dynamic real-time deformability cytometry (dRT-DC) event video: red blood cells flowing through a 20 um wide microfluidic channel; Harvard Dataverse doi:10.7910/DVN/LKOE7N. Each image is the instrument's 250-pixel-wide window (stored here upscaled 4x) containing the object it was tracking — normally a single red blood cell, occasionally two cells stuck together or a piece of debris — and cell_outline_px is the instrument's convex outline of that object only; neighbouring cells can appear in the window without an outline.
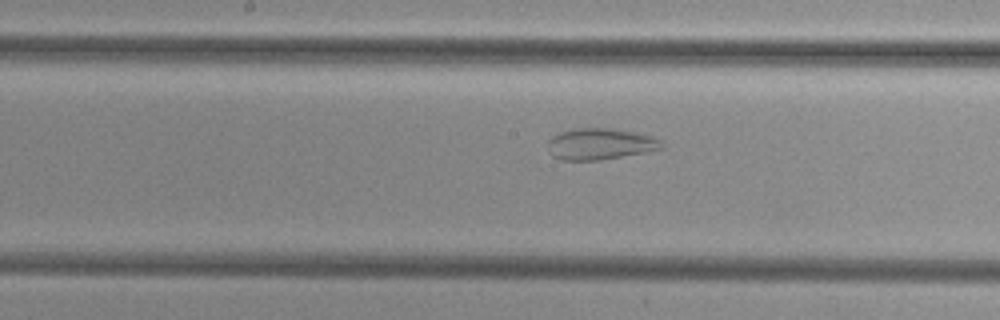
{"species": "common noctule bat (a hibernating species)", "species_latin": "Nyctalus noctula", "temperature_condition": "cold", "stored_images_in_passage": 52, "camera_frame_rate_fps": 3000, "um_per_image_px": 0.085, "animal": {"sex": "female", "body_mass_g": 29.2, "forearm_length_mm": 56.3}, "frame": {"image": 1, "passage_image": 27, "time_ms": 8.667, "image_size_px": [1000, 320], "cell_outline_px": [[664, 148], [644, 152], [600, 160], [560, 160], [552, 156], [548, 152], [548, 140], [552, 136], [560, 132], [576, 128], [608, 128], [632, 132], [652, 136], [660, 140], [664, 144]], "centroid_in_image_um": [50.97, 12.24], "position_along_channel_um": 197.2, "area_um2": 20.75}}
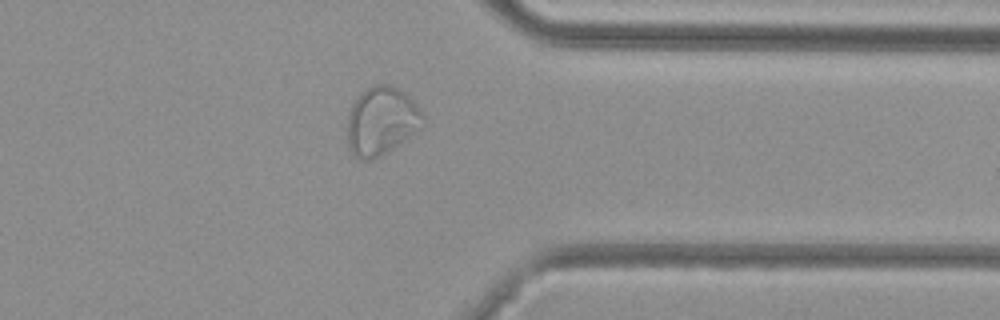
{"frame": {"image": 2, "passage_image": 41, "time_ms": 13.333, "image_size_px": [1000, 320], "cell_outline_px": [[424, 124], [420, 128], [392, 148], [380, 156], [368, 160], [360, 160], [348, 148], [348, 112], [352, 104], [360, 92], [364, 88], [372, 84], [388, 84], [400, 88], [416, 104], [424, 116]], "centroid_in_image_um": [32.4, 10.24], "position_along_channel_um": 379.0, "area_um2": 30.06}}
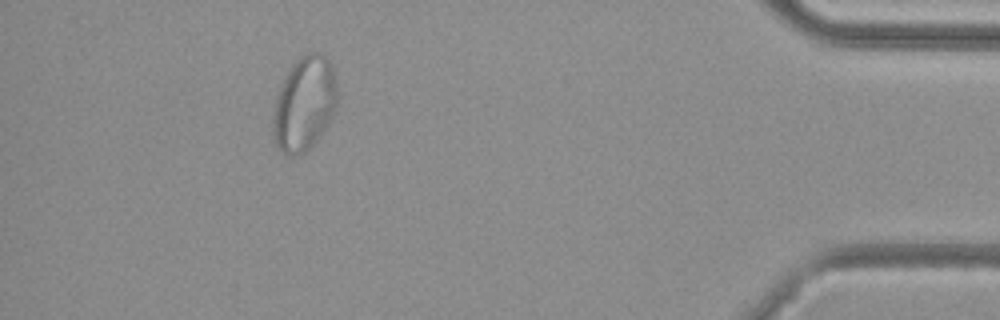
{"frame": {"image": 3, "passage_image": 47, "time_ms": 15.333, "image_size_px": [1000, 320], "cell_outline_px": [[336, 108], [328, 124], [316, 140], [300, 156], [288, 156], [276, 144], [272, 136], [272, 112], [276, 96], [280, 84], [284, 76], [292, 64], [304, 52], [320, 52], [332, 64], [336, 76]], "centroid_in_image_um": [25.84, 8.79], "position_along_channel_um": 409.4, "area_um2": 35.78}}